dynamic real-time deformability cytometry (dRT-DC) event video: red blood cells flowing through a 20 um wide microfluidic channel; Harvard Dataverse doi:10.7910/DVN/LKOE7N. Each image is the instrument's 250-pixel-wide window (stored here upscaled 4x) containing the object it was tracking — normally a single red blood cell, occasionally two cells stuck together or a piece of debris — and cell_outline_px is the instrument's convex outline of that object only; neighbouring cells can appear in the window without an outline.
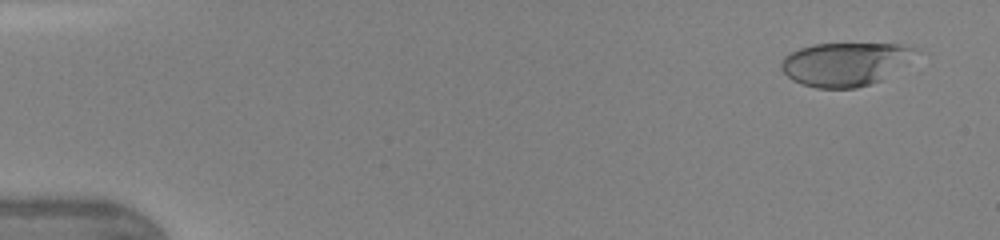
{"species": "human", "species_latin": "Homo sapiens", "temperature_condition": "warm", "stored_images_in_passage": 46, "camera_frame_rate_fps": 3000, "um_per_image_px": 0.085, "donor": {"sex": "female"}, "frame": {"image": 1, "passage_image": 2, "time_ms": 0.333, "image_size_px": [1000, 240], "cell_outline_px": [[920, 48], [880, 80], [856, 88], [816, 88], [792, 80], [780, 68], [780, 64], [784, 56], [800, 48], [812, 44], [900, 44]], "centroid_in_image_um": [71.73, 5.43], "position_along_channel_um": 13.3, "area_um2": 33.12}}
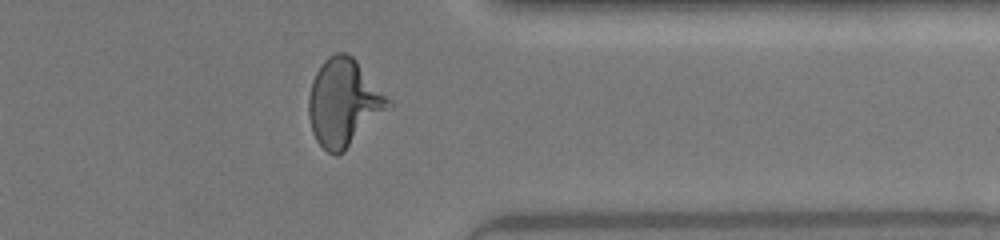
{"frame": {"image": 2, "passage_image": 37, "time_ms": 12.0, "image_size_px": [1000, 240], "cell_outline_px": [[392, 108], [344, 152], [336, 156], [328, 152], [316, 140], [312, 132], [308, 116], [308, 96], [312, 80], [320, 64], [328, 56], [336, 52], [344, 52], [352, 56], [356, 60], [392, 104]], "centroid_in_image_um": [29.2, 8.76], "position_along_channel_um": 382.2, "area_um2": 40.63}}
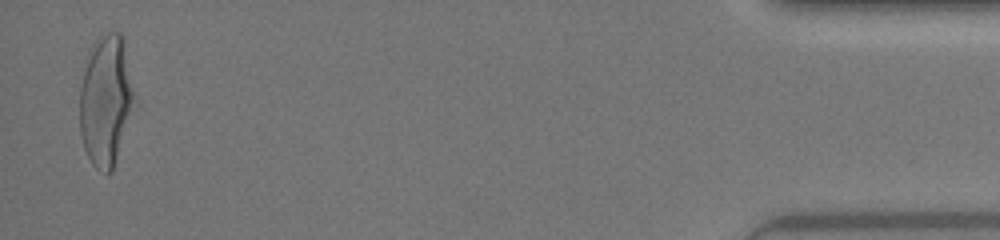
{"frame": {"image": 3, "passage_image": 45, "time_ms": 14.667, "image_size_px": [1000, 240], "cell_outline_px": [[132, 96], [128, 112], [112, 172], [108, 172], [96, 168], [92, 164], [84, 148], [80, 132], [80, 88], [88, 48], [96, 40], [108, 32], [120, 32], [124, 40], [132, 92]], "centroid_in_image_um": [8.9, 8.46], "position_along_channel_um": 426.3, "area_um2": 39.77}, "authors_computed_cell_mechanics": {"area_um2": 37.4544, "velocity_mm_per_s": 4.3653, "shape_relaxation_time_tau1_ms": 3.4854, "shape_relaxation_time_tau2_ms": null, "deformation_change_tau1": 0.1969, "deformation_change_tau2": null}}